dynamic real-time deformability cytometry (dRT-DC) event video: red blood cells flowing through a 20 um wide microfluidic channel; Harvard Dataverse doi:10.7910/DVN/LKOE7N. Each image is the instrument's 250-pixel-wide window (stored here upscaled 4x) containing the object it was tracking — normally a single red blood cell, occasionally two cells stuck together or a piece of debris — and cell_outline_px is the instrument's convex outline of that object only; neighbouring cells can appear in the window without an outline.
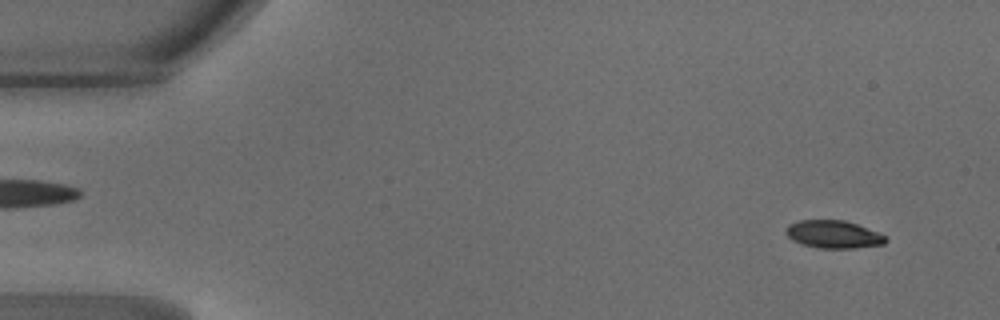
{"species": "common noctule bat (a hibernating species)", "species_latin": "Nyctalus noctula", "temperature_condition": "warm", "stored_images_in_passage": 46, "camera_frame_rate_fps": 3000, "um_per_image_px": 0.085, "animal": {"sex": "male", "body_mass_g": 18.8}, "frame": {"image": 1, "passage_image": 2, "time_ms": 0.333, "image_size_px": [1000, 320], "cell_outline_px": [[888, 240], [884, 244], [856, 248], [820, 248], [804, 244], [792, 240], [784, 232], [788, 224], [800, 220], [844, 220], [856, 224], [876, 232], [884, 236]], "centroid_in_image_um": [70.81, 19.92], "position_along_channel_um": 14.2, "area_um2": 15.95}}
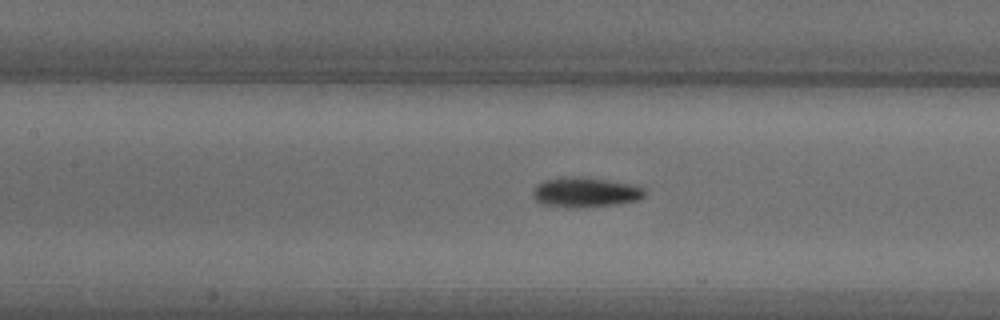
{"frame": {"image": 2, "passage_image": 20, "time_ms": 6.333, "image_size_px": [1000, 320], "cell_outline_px": [[648, 192], [644, 196], [636, 200], [620, 204], [576, 208], [540, 204], [532, 196], [532, 192], [536, 184], [544, 180], [580, 176], [608, 180], [632, 184], [644, 188]], "centroid_in_image_um": [49.76, 16.35], "position_along_channel_um": 157.6, "area_um2": 19.59}}
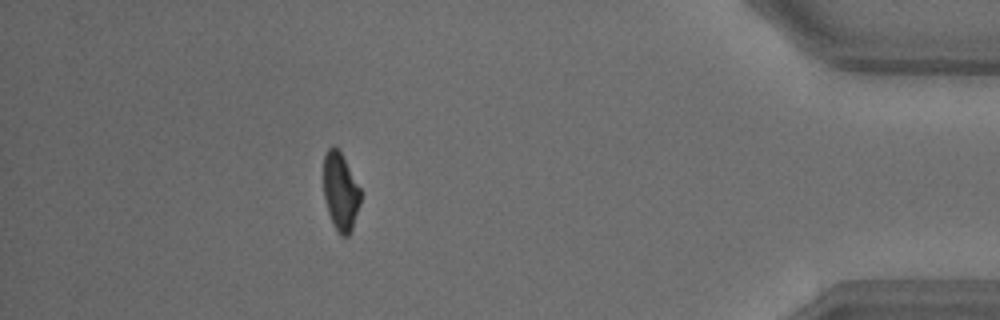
{"frame": {"image": 3, "passage_image": 41, "time_ms": 13.333, "image_size_px": [1000, 320], "cell_outline_px": [[360, 204], [352, 228], [348, 236], [340, 236], [332, 224], [328, 212], [324, 196], [324, 156], [328, 148], [336, 148], [340, 152], [360, 188]], "centroid_in_image_um": [28.93, 16.34], "position_along_channel_um": 406.3, "area_um2": 16.47}, "authors_computed_cell_mechanics": {"area_um2": 17.918, "velocity_mm_per_s": 4.2411, "shape_relaxation_time_tau1_ms": 2.4433, "shape_relaxation_time_tau2_ms": 3.3628, "deformation_change_tau1": 0.1405, "deformation_change_tau2": 0.0792}}